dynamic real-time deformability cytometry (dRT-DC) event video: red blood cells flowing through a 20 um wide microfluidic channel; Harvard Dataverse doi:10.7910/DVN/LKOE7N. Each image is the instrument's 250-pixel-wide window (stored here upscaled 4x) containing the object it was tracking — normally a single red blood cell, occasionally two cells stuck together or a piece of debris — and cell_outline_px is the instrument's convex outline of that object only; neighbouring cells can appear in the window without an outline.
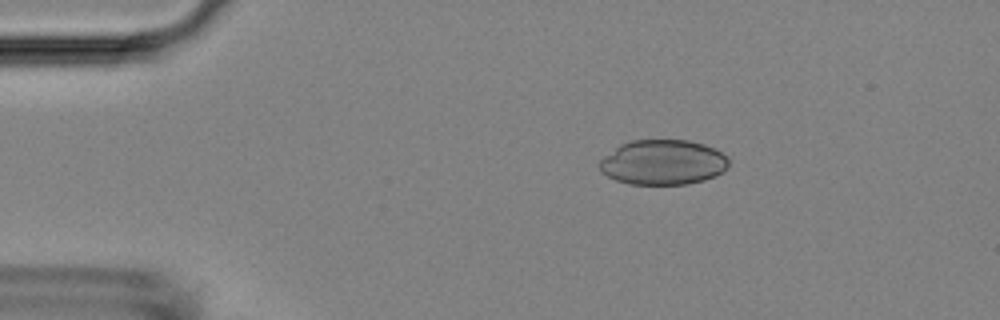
{"species": "Egyptian fruit bat (a non-hibernating species)", "species_latin": "Rousettus aegyptiacus", "temperature_condition": "room temperature", "stored_images_in_passage": 44, "camera_frame_rate_fps": 3000, "um_per_image_px": 0.085, "animal": {"sex": "female"}, "frame": {"image": 1, "passage_image": 1, "time_ms": 0.0, "image_size_px": [1000, 320], "cell_outline_px": [[728, 164], [724, 172], [716, 176], [704, 180], [688, 184], [628, 184], [616, 180], [600, 172], [600, 160], [604, 156], [620, 144], [632, 140], [688, 140], [704, 144], [716, 148], [728, 156]], "centroid_in_image_um": [56.38, 13.79], "position_along_channel_um": 28.6, "area_um2": 34.16}}
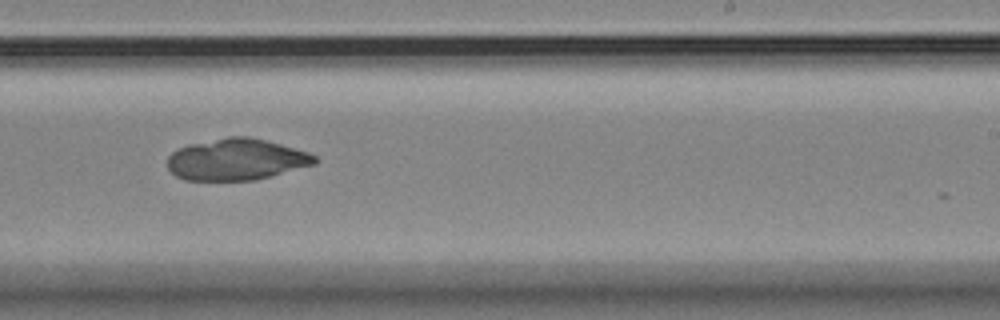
{"frame": {"image": 2, "passage_image": 24, "time_ms": 7.667, "image_size_px": [1000, 320], "cell_outline_px": [[316, 164], [256, 180], [184, 180], [176, 176], [168, 168], [168, 156], [172, 152], [188, 144], [228, 136], [248, 136], [280, 144], [308, 152], [316, 156]], "centroid_in_image_um": [20.08, 13.56], "position_along_channel_um": 268.9, "area_um2": 35.55}}
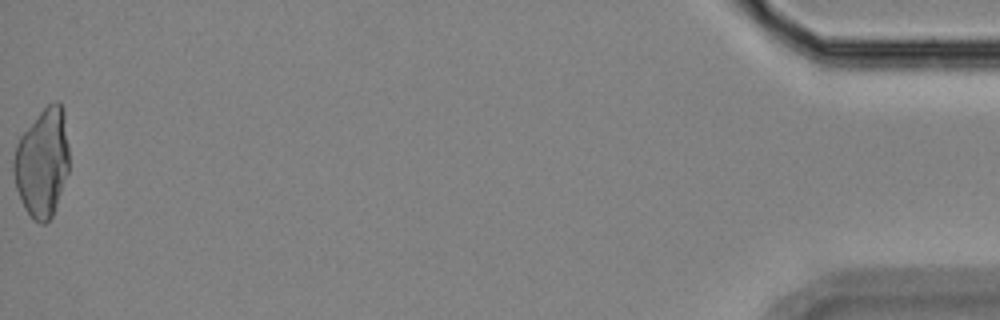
{"frame": {"image": 3, "passage_image": 44, "time_ms": 14.333, "image_size_px": [1000, 320], "cell_outline_px": [[68, 172], [52, 216], [44, 224], [40, 224], [32, 220], [24, 208], [16, 188], [12, 172], [12, 160], [16, 144], [20, 136], [40, 112], [48, 104], [56, 100], [60, 100], [64, 112], [68, 144]], "centroid_in_image_um": [3.57, 13.83], "position_along_channel_um": 431.6, "area_um2": 35.32}}